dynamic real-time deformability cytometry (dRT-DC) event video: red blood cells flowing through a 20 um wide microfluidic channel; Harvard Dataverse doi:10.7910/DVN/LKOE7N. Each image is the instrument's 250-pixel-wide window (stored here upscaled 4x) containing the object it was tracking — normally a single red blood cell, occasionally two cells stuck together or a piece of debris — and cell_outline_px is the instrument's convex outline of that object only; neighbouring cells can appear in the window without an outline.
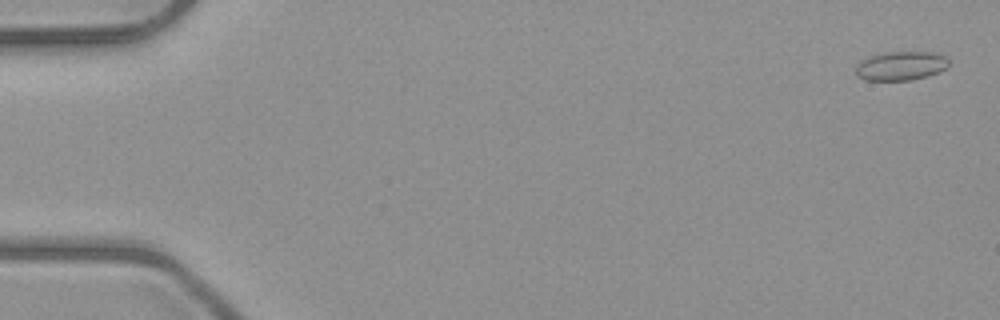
{"species": "common noctule bat (a hibernating species)", "species_latin": "Nyctalus noctula", "temperature_condition": "room temperature", "stored_images_in_passage": 5, "camera_frame_rate_fps": 3000, "um_per_image_px": 0.085, "animal": {"sex": "male", "body_mass_g": 23.1, "forearm_length_mm": 52.7}, "frame": {"image": 1, "passage_image": 5, "time_ms": 4.667, "image_size_px": [1000, 320], "cell_outline_px": [[948, 68], [940, 72], [928, 76], [912, 80], [864, 80], [856, 76], [856, 64], [860, 60], [880, 52], [936, 52], [944, 56], [948, 60]], "centroid_in_image_um": [76.56, 5.6], "position_along_channel_um": 8.4, "area_um2": 16.01}}